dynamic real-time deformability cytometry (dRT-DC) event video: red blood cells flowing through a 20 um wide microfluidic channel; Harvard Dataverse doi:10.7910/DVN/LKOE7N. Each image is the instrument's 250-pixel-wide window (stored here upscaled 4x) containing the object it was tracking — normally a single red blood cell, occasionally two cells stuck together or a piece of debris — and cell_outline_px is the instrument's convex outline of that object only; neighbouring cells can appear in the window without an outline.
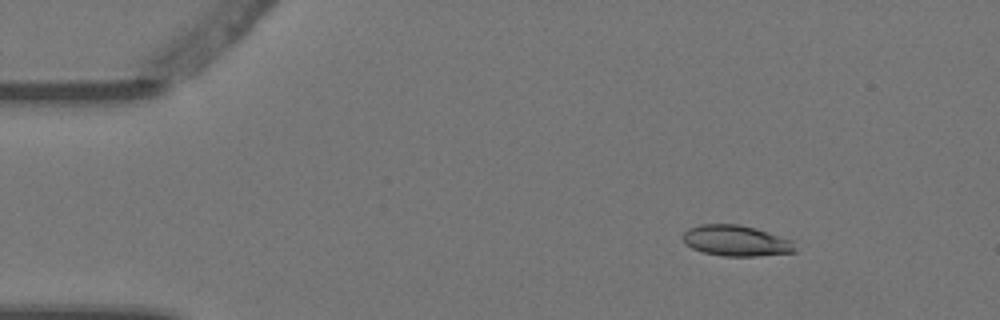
{"species": "Egyptian fruit bat (a non-hibernating species)", "species_latin": "Rousettus aegyptiacus", "temperature_condition": "warm", "stored_images_in_passage": 5, "camera_frame_rate_fps": 3000, "um_per_image_px": 0.085, "animal": {"sex": "female"}, "frame": {"image": 1, "passage_image": 3, "time_ms": 0.667, "image_size_px": [1000, 320], "cell_outline_px": [[796, 252], [756, 256], [724, 256], [704, 252], [692, 248], [684, 244], [680, 236], [688, 228], [700, 224], [740, 224], [756, 228], [792, 240], [796, 248]], "centroid_in_image_um": [62.53, 20.45], "position_along_channel_um": 22.5, "area_um2": 20.35}}
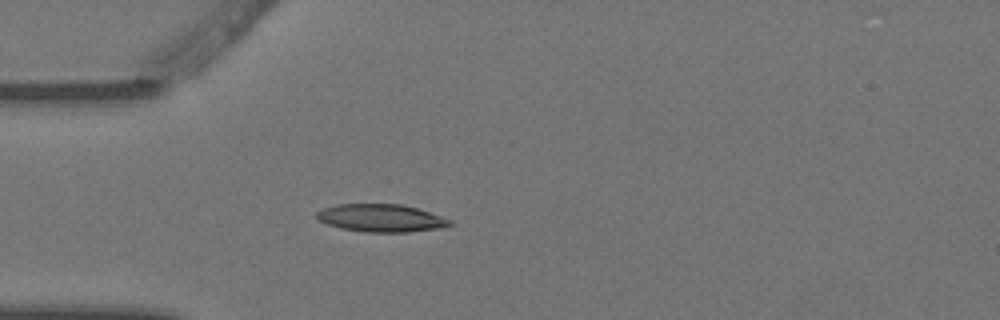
{"frame": {"image": 2, "passage_image": 5, "time_ms": 1.333, "image_size_px": [1000, 320], "cell_outline_px": [[452, 224], [444, 228], [408, 232], [368, 232], [340, 228], [328, 224], [320, 220], [316, 216], [316, 212], [324, 208], [336, 204], [400, 204], [420, 208], [452, 220]], "centroid_in_image_um": [32.45, 18.53], "position_along_channel_um": 52.6, "area_um2": 21.62}}